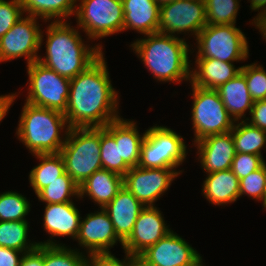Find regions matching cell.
Returning a JSON list of instances; mask_svg holds the SVG:
<instances>
[{
    "instance_id": "obj_7",
    "label": "cell",
    "mask_w": 266,
    "mask_h": 266,
    "mask_svg": "<svg viewBox=\"0 0 266 266\" xmlns=\"http://www.w3.org/2000/svg\"><path fill=\"white\" fill-rule=\"evenodd\" d=\"M191 86L194 143L207 136L230 132L235 121L226 110L218 91Z\"/></svg>"
},
{
    "instance_id": "obj_8",
    "label": "cell",
    "mask_w": 266,
    "mask_h": 266,
    "mask_svg": "<svg viewBox=\"0 0 266 266\" xmlns=\"http://www.w3.org/2000/svg\"><path fill=\"white\" fill-rule=\"evenodd\" d=\"M196 58H213L233 63L248 58L245 34L235 25H206L197 35Z\"/></svg>"
},
{
    "instance_id": "obj_1",
    "label": "cell",
    "mask_w": 266,
    "mask_h": 266,
    "mask_svg": "<svg viewBox=\"0 0 266 266\" xmlns=\"http://www.w3.org/2000/svg\"><path fill=\"white\" fill-rule=\"evenodd\" d=\"M104 53L85 71L70 79L67 109L70 128L105 127L118 115V93L111 84Z\"/></svg>"
},
{
    "instance_id": "obj_22",
    "label": "cell",
    "mask_w": 266,
    "mask_h": 266,
    "mask_svg": "<svg viewBox=\"0 0 266 266\" xmlns=\"http://www.w3.org/2000/svg\"><path fill=\"white\" fill-rule=\"evenodd\" d=\"M123 176L113 171L100 169L95 171L79 186L80 199L86 194L100 208L111 202L123 187Z\"/></svg>"
},
{
    "instance_id": "obj_30",
    "label": "cell",
    "mask_w": 266,
    "mask_h": 266,
    "mask_svg": "<svg viewBox=\"0 0 266 266\" xmlns=\"http://www.w3.org/2000/svg\"><path fill=\"white\" fill-rule=\"evenodd\" d=\"M50 238L51 240L39 242L43 244V266H90L91 257L57 244Z\"/></svg>"
},
{
    "instance_id": "obj_4",
    "label": "cell",
    "mask_w": 266,
    "mask_h": 266,
    "mask_svg": "<svg viewBox=\"0 0 266 266\" xmlns=\"http://www.w3.org/2000/svg\"><path fill=\"white\" fill-rule=\"evenodd\" d=\"M67 124L64 113L25 102L16 134L33 154L59 153L70 130Z\"/></svg>"
},
{
    "instance_id": "obj_36",
    "label": "cell",
    "mask_w": 266,
    "mask_h": 266,
    "mask_svg": "<svg viewBox=\"0 0 266 266\" xmlns=\"http://www.w3.org/2000/svg\"><path fill=\"white\" fill-rule=\"evenodd\" d=\"M239 182L240 196L246 194L263 203L266 192V163L245 178L239 179Z\"/></svg>"
},
{
    "instance_id": "obj_33",
    "label": "cell",
    "mask_w": 266,
    "mask_h": 266,
    "mask_svg": "<svg viewBox=\"0 0 266 266\" xmlns=\"http://www.w3.org/2000/svg\"><path fill=\"white\" fill-rule=\"evenodd\" d=\"M207 25H235L238 0H204Z\"/></svg>"
},
{
    "instance_id": "obj_34",
    "label": "cell",
    "mask_w": 266,
    "mask_h": 266,
    "mask_svg": "<svg viewBox=\"0 0 266 266\" xmlns=\"http://www.w3.org/2000/svg\"><path fill=\"white\" fill-rule=\"evenodd\" d=\"M30 203L14 191L0 194V221H27L25 216L30 212Z\"/></svg>"
},
{
    "instance_id": "obj_13",
    "label": "cell",
    "mask_w": 266,
    "mask_h": 266,
    "mask_svg": "<svg viewBox=\"0 0 266 266\" xmlns=\"http://www.w3.org/2000/svg\"><path fill=\"white\" fill-rule=\"evenodd\" d=\"M179 174L173 168L131 167L123 176V185L144 206H154Z\"/></svg>"
},
{
    "instance_id": "obj_43",
    "label": "cell",
    "mask_w": 266,
    "mask_h": 266,
    "mask_svg": "<svg viewBox=\"0 0 266 266\" xmlns=\"http://www.w3.org/2000/svg\"><path fill=\"white\" fill-rule=\"evenodd\" d=\"M16 94H9V95H1L0 96V122L5 117L11 104H13Z\"/></svg>"
},
{
    "instance_id": "obj_3",
    "label": "cell",
    "mask_w": 266,
    "mask_h": 266,
    "mask_svg": "<svg viewBox=\"0 0 266 266\" xmlns=\"http://www.w3.org/2000/svg\"><path fill=\"white\" fill-rule=\"evenodd\" d=\"M131 46L159 81H190V46L184 38L156 32L137 39Z\"/></svg>"
},
{
    "instance_id": "obj_16",
    "label": "cell",
    "mask_w": 266,
    "mask_h": 266,
    "mask_svg": "<svg viewBox=\"0 0 266 266\" xmlns=\"http://www.w3.org/2000/svg\"><path fill=\"white\" fill-rule=\"evenodd\" d=\"M169 232L171 229L166 225L161 211L155 206H145L137 217L132 233L123 242L124 253L138 257Z\"/></svg>"
},
{
    "instance_id": "obj_19",
    "label": "cell",
    "mask_w": 266,
    "mask_h": 266,
    "mask_svg": "<svg viewBox=\"0 0 266 266\" xmlns=\"http://www.w3.org/2000/svg\"><path fill=\"white\" fill-rule=\"evenodd\" d=\"M43 218L44 229L50 236H71L76 240L82 217L73 201L46 204Z\"/></svg>"
},
{
    "instance_id": "obj_29",
    "label": "cell",
    "mask_w": 266,
    "mask_h": 266,
    "mask_svg": "<svg viewBox=\"0 0 266 266\" xmlns=\"http://www.w3.org/2000/svg\"><path fill=\"white\" fill-rule=\"evenodd\" d=\"M236 153L262 156L261 149L266 147V131L252 126L246 120L234 124L231 130Z\"/></svg>"
},
{
    "instance_id": "obj_49",
    "label": "cell",
    "mask_w": 266,
    "mask_h": 266,
    "mask_svg": "<svg viewBox=\"0 0 266 266\" xmlns=\"http://www.w3.org/2000/svg\"><path fill=\"white\" fill-rule=\"evenodd\" d=\"M202 260L199 262V263H197L196 265H194V266H204L203 264H202Z\"/></svg>"
},
{
    "instance_id": "obj_12",
    "label": "cell",
    "mask_w": 266,
    "mask_h": 266,
    "mask_svg": "<svg viewBox=\"0 0 266 266\" xmlns=\"http://www.w3.org/2000/svg\"><path fill=\"white\" fill-rule=\"evenodd\" d=\"M207 25L204 0H175L160 7L158 32L197 35Z\"/></svg>"
},
{
    "instance_id": "obj_40",
    "label": "cell",
    "mask_w": 266,
    "mask_h": 266,
    "mask_svg": "<svg viewBox=\"0 0 266 266\" xmlns=\"http://www.w3.org/2000/svg\"><path fill=\"white\" fill-rule=\"evenodd\" d=\"M90 266H133V256L126 254L122 261L113 254L91 257Z\"/></svg>"
},
{
    "instance_id": "obj_20",
    "label": "cell",
    "mask_w": 266,
    "mask_h": 266,
    "mask_svg": "<svg viewBox=\"0 0 266 266\" xmlns=\"http://www.w3.org/2000/svg\"><path fill=\"white\" fill-rule=\"evenodd\" d=\"M124 30L149 35L158 32L160 6L155 0H122Z\"/></svg>"
},
{
    "instance_id": "obj_6",
    "label": "cell",
    "mask_w": 266,
    "mask_h": 266,
    "mask_svg": "<svg viewBox=\"0 0 266 266\" xmlns=\"http://www.w3.org/2000/svg\"><path fill=\"white\" fill-rule=\"evenodd\" d=\"M187 146L183 137L165 126H153L146 130L141 145V168H176L186 159Z\"/></svg>"
},
{
    "instance_id": "obj_14",
    "label": "cell",
    "mask_w": 266,
    "mask_h": 266,
    "mask_svg": "<svg viewBox=\"0 0 266 266\" xmlns=\"http://www.w3.org/2000/svg\"><path fill=\"white\" fill-rule=\"evenodd\" d=\"M194 249L171 231L138 257L147 266H194L202 260Z\"/></svg>"
},
{
    "instance_id": "obj_18",
    "label": "cell",
    "mask_w": 266,
    "mask_h": 266,
    "mask_svg": "<svg viewBox=\"0 0 266 266\" xmlns=\"http://www.w3.org/2000/svg\"><path fill=\"white\" fill-rule=\"evenodd\" d=\"M145 206L124 186L103 209L107 212L117 236L124 242Z\"/></svg>"
},
{
    "instance_id": "obj_39",
    "label": "cell",
    "mask_w": 266,
    "mask_h": 266,
    "mask_svg": "<svg viewBox=\"0 0 266 266\" xmlns=\"http://www.w3.org/2000/svg\"><path fill=\"white\" fill-rule=\"evenodd\" d=\"M250 114V119L245 118V120L252 126L266 131V100L255 101Z\"/></svg>"
},
{
    "instance_id": "obj_28",
    "label": "cell",
    "mask_w": 266,
    "mask_h": 266,
    "mask_svg": "<svg viewBox=\"0 0 266 266\" xmlns=\"http://www.w3.org/2000/svg\"><path fill=\"white\" fill-rule=\"evenodd\" d=\"M101 162L103 169L124 176L130 166L120 158V141H115V120L101 127Z\"/></svg>"
},
{
    "instance_id": "obj_2",
    "label": "cell",
    "mask_w": 266,
    "mask_h": 266,
    "mask_svg": "<svg viewBox=\"0 0 266 266\" xmlns=\"http://www.w3.org/2000/svg\"><path fill=\"white\" fill-rule=\"evenodd\" d=\"M46 56L37 61L60 76L75 78L102 54V45L89 47L82 41L77 29L65 21L51 22L46 30Z\"/></svg>"
},
{
    "instance_id": "obj_45",
    "label": "cell",
    "mask_w": 266,
    "mask_h": 266,
    "mask_svg": "<svg viewBox=\"0 0 266 266\" xmlns=\"http://www.w3.org/2000/svg\"><path fill=\"white\" fill-rule=\"evenodd\" d=\"M250 7L252 10H260L261 12L258 15L266 13V0H250Z\"/></svg>"
},
{
    "instance_id": "obj_42",
    "label": "cell",
    "mask_w": 266,
    "mask_h": 266,
    "mask_svg": "<svg viewBox=\"0 0 266 266\" xmlns=\"http://www.w3.org/2000/svg\"><path fill=\"white\" fill-rule=\"evenodd\" d=\"M20 266H43V244L22 256Z\"/></svg>"
},
{
    "instance_id": "obj_11",
    "label": "cell",
    "mask_w": 266,
    "mask_h": 266,
    "mask_svg": "<svg viewBox=\"0 0 266 266\" xmlns=\"http://www.w3.org/2000/svg\"><path fill=\"white\" fill-rule=\"evenodd\" d=\"M37 19L27 14L0 38V62L25 57L27 65L37 61V54L43 42V31Z\"/></svg>"
},
{
    "instance_id": "obj_17",
    "label": "cell",
    "mask_w": 266,
    "mask_h": 266,
    "mask_svg": "<svg viewBox=\"0 0 266 266\" xmlns=\"http://www.w3.org/2000/svg\"><path fill=\"white\" fill-rule=\"evenodd\" d=\"M201 166L206 174L231 169L236 155L232 133L211 135L195 142Z\"/></svg>"
},
{
    "instance_id": "obj_27",
    "label": "cell",
    "mask_w": 266,
    "mask_h": 266,
    "mask_svg": "<svg viewBox=\"0 0 266 266\" xmlns=\"http://www.w3.org/2000/svg\"><path fill=\"white\" fill-rule=\"evenodd\" d=\"M41 160L29 174V182L37 195L43 188L63 175L65 170L64 160L60 153L34 154Z\"/></svg>"
},
{
    "instance_id": "obj_26",
    "label": "cell",
    "mask_w": 266,
    "mask_h": 266,
    "mask_svg": "<svg viewBox=\"0 0 266 266\" xmlns=\"http://www.w3.org/2000/svg\"><path fill=\"white\" fill-rule=\"evenodd\" d=\"M24 13L44 21H64L75 14L77 0H20Z\"/></svg>"
},
{
    "instance_id": "obj_48",
    "label": "cell",
    "mask_w": 266,
    "mask_h": 266,
    "mask_svg": "<svg viewBox=\"0 0 266 266\" xmlns=\"http://www.w3.org/2000/svg\"><path fill=\"white\" fill-rule=\"evenodd\" d=\"M263 206H264V208L266 209V192H265V197H264Z\"/></svg>"
},
{
    "instance_id": "obj_31",
    "label": "cell",
    "mask_w": 266,
    "mask_h": 266,
    "mask_svg": "<svg viewBox=\"0 0 266 266\" xmlns=\"http://www.w3.org/2000/svg\"><path fill=\"white\" fill-rule=\"evenodd\" d=\"M29 227L27 221H0V246L24 253L33 251L38 247L39 242L28 241Z\"/></svg>"
},
{
    "instance_id": "obj_32",
    "label": "cell",
    "mask_w": 266,
    "mask_h": 266,
    "mask_svg": "<svg viewBox=\"0 0 266 266\" xmlns=\"http://www.w3.org/2000/svg\"><path fill=\"white\" fill-rule=\"evenodd\" d=\"M77 196L79 198V186L78 184L65 172L63 175L57 178L43 188L37 197L39 201L46 204H59L72 202L70 197Z\"/></svg>"
},
{
    "instance_id": "obj_38",
    "label": "cell",
    "mask_w": 266,
    "mask_h": 266,
    "mask_svg": "<svg viewBox=\"0 0 266 266\" xmlns=\"http://www.w3.org/2000/svg\"><path fill=\"white\" fill-rule=\"evenodd\" d=\"M265 164L263 156L255 154L236 153L233 158L231 171L238 179L245 178Z\"/></svg>"
},
{
    "instance_id": "obj_47",
    "label": "cell",
    "mask_w": 266,
    "mask_h": 266,
    "mask_svg": "<svg viewBox=\"0 0 266 266\" xmlns=\"http://www.w3.org/2000/svg\"><path fill=\"white\" fill-rule=\"evenodd\" d=\"M175 0H155V2L161 7L162 5H165V4H168V3H171Z\"/></svg>"
},
{
    "instance_id": "obj_15",
    "label": "cell",
    "mask_w": 266,
    "mask_h": 266,
    "mask_svg": "<svg viewBox=\"0 0 266 266\" xmlns=\"http://www.w3.org/2000/svg\"><path fill=\"white\" fill-rule=\"evenodd\" d=\"M100 212L89 213L80 220L79 233L76 238L79 245L87 249L89 257L112 254L109 250L123 241L117 236L114 226L107 212L100 208Z\"/></svg>"
},
{
    "instance_id": "obj_44",
    "label": "cell",
    "mask_w": 266,
    "mask_h": 266,
    "mask_svg": "<svg viewBox=\"0 0 266 266\" xmlns=\"http://www.w3.org/2000/svg\"><path fill=\"white\" fill-rule=\"evenodd\" d=\"M255 24L257 29H259V32H261V36L263 35V37L265 38L266 41V13L262 14V15H257L252 24Z\"/></svg>"
},
{
    "instance_id": "obj_21",
    "label": "cell",
    "mask_w": 266,
    "mask_h": 266,
    "mask_svg": "<svg viewBox=\"0 0 266 266\" xmlns=\"http://www.w3.org/2000/svg\"><path fill=\"white\" fill-rule=\"evenodd\" d=\"M197 68L191 70L190 84L206 88L218 89L240 73L241 67L235 68L233 63L213 58H196Z\"/></svg>"
},
{
    "instance_id": "obj_24",
    "label": "cell",
    "mask_w": 266,
    "mask_h": 266,
    "mask_svg": "<svg viewBox=\"0 0 266 266\" xmlns=\"http://www.w3.org/2000/svg\"><path fill=\"white\" fill-rule=\"evenodd\" d=\"M216 90L235 123L242 120V117L245 118L247 110L251 112L254 101L248 91L245 76L241 72Z\"/></svg>"
},
{
    "instance_id": "obj_41",
    "label": "cell",
    "mask_w": 266,
    "mask_h": 266,
    "mask_svg": "<svg viewBox=\"0 0 266 266\" xmlns=\"http://www.w3.org/2000/svg\"><path fill=\"white\" fill-rule=\"evenodd\" d=\"M24 254L19 250L0 246V266H20Z\"/></svg>"
},
{
    "instance_id": "obj_5",
    "label": "cell",
    "mask_w": 266,
    "mask_h": 266,
    "mask_svg": "<svg viewBox=\"0 0 266 266\" xmlns=\"http://www.w3.org/2000/svg\"><path fill=\"white\" fill-rule=\"evenodd\" d=\"M100 142L101 127L70 128L59 153L66 173L78 186L95 171L103 169Z\"/></svg>"
},
{
    "instance_id": "obj_9",
    "label": "cell",
    "mask_w": 266,
    "mask_h": 266,
    "mask_svg": "<svg viewBox=\"0 0 266 266\" xmlns=\"http://www.w3.org/2000/svg\"><path fill=\"white\" fill-rule=\"evenodd\" d=\"M29 92L26 102L38 107L66 112L70 79L57 74L38 61L27 65Z\"/></svg>"
},
{
    "instance_id": "obj_35",
    "label": "cell",
    "mask_w": 266,
    "mask_h": 266,
    "mask_svg": "<svg viewBox=\"0 0 266 266\" xmlns=\"http://www.w3.org/2000/svg\"><path fill=\"white\" fill-rule=\"evenodd\" d=\"M257 63L241 66L252 100H266V71Z\"/></svg>"
},
{
    "instance_id": "obj_10",
    "label": "cell",
    "mask_w": 266,
    "mask_h": 266,
    "mask_svg": "<svg viewBox=\"0 0 266 266\" xmlns=\"http://www.w3.org/2000/svg\"><path fill=\"white\" fill-rule=\"evenodd\" d=\"M80 1L74 15L77 26L83 29L89 39H100L124 31L122 0Z\"/></svg>"
},
{
    "instance_id": "obj_37",
    "label": "cell",
    "mask_w": 266,
    "mask_h": 266,
    "mask_svg": "<svg viewBox=\"0 0 266 266\" xmlns=\"http://www.w3.org/2000/svg\"><path fill=\"white\" fill-rule=\"evenodd\" d=\"M23 13L20 0H0V38L24 17Z\"/></svg>"
},
{
    "instance_id": "obj_46",
    "label": "cell",
    "mask_w": 266,
    "mask_h": 266,
    "mask_svg": "<svg viewBox=\"0 0 266 266\" xmlns=\"http://www.w3.org/2000/svg\"><path fill=\"white\" fill-rule=\"evenodd\" d=\"M133 266H147L137 256H133Z\"/></svg>"
},
{
    "instance_id": "obj_23",
    "label": "cell",
    "mask_w": 266,
    "mask_h": 266,
    "mask_svg": "<svg viewBox=\"0 0 266 266\" xmlns=\"http://www.w3.org/2000/svg\"><path fill=\"white\" fill-rule=\"evenodd\" d=\"M202 192L209 203L223 206L240 197V182L231 169L215 171L208 173Z\"/></svg>"
},
{
    "instance_id": "obj_25",
    "label": "cell",
    "mask_w": 266,
    "mask_h": 266,
    "mask_svg": "<svg viewBox=\"0 0 266 266\" xmlns=\"http://www.w3.org/2000/svg\"><path fill=\"white\" fill-rule=\"evenodd\" d=\"M146 131L140 135L136 122L119 117L115 120V141H120V158L130 166L136 167L140 161L141 145Z\"/></svg>"
}]
</instances>
